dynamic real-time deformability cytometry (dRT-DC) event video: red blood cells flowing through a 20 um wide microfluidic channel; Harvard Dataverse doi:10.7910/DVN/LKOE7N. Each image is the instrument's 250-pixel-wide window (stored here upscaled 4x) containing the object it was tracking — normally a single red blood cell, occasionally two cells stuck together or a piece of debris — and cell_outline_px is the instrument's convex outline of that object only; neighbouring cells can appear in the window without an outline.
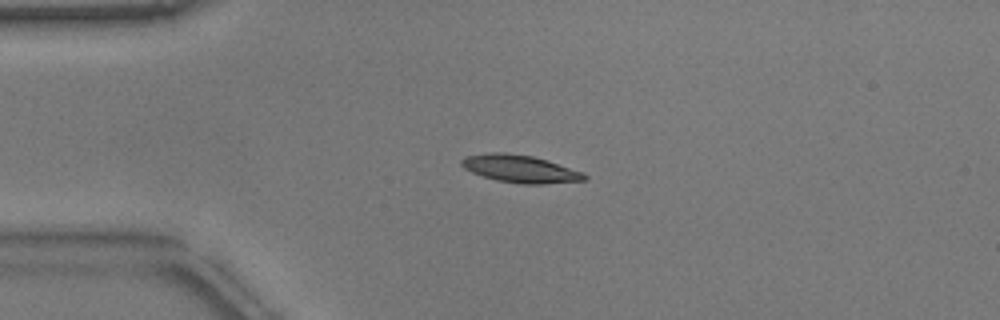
{"species": "common noctule bat (a hibernating species)", "species_latin": "Nyctalus noctula", "temperature_condition": "warm", "stored_images_in_passage": 53, "camera_frame_rate_fps": 3000, "um_per_image_px": 0.085, "animal": {"sex": "male", "body_mass_g": 17.9}, "frame": {"image": 1, "passage_image": 13, "time_ms": 4.0, "image_size_px": [1000, 320], "cell_outline_px": [[588, 176], [584, 180], [540, 184], [524, 184], [496, 180], [472, 172], [464, 168], [460, 164], [460, 160], [464, 156], [492, 152], [504, 152], [532, 156], [548, 160], [584, 172]], "centroid_in_image_um": [44.2, 14.34], "position_along_channel_um": 40.8, "area_um2": 19.71}}
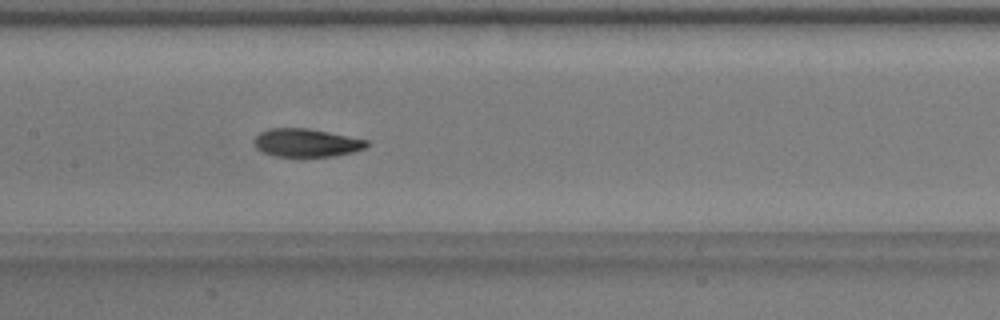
{"frame": {"image": 2, "passage_image": 26, "time_ms": 8.333, "image_size_px": [1000, 320], "cell_outline_px": [[368, 144], [364, 148], [352, 152], [332, 156], [304, 160], [272, 156], [256, 148], [252, 140], [260, 132], [268, 128], [308, 128], [368, 140]], "centroid_in_image_um": [25.98, 12.18], "position_along_channel_um": 181.4, "area_um2": 19.25}}
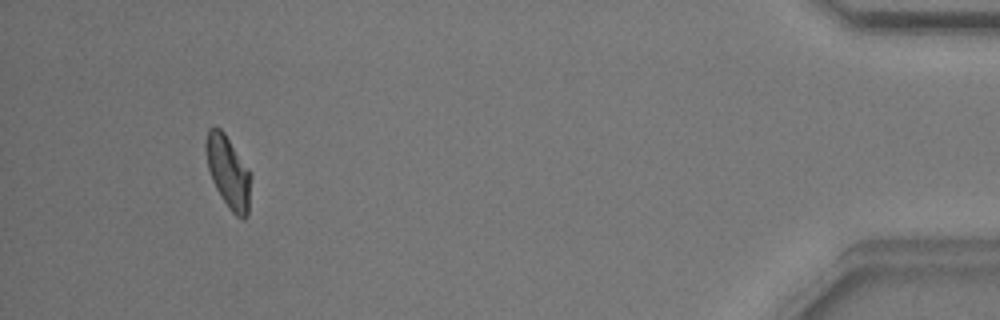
{"frame": {"image": 3, "passage_image": 50, "time_ms": 16.333, "image_size_px": [1000, 320], "cell_outline_px": [[252, 176], [248, 216], [244, 220], [236, 216], [228, 208], [220, 196], [212, 180], [208, 168], [204, 148], [204, 144], [208, 128], [220, 128], [224, 132], [248, 168]], "centroid_in_image_um": [19.41, 14.65], "position_along_channel_um": 415.8, "area_um2": 19.19}, "authors_computed_cell_mechanics": {"area_um2": 18.8428, "velocity_mm_per_s": 3.7937, "shape_relaxation_time_tau1_ms": 3.8657, "shape_relaxation_time_tau2_ms": 1.713, "deformation_change_tau1": 0.1384, "deformation_change_tau2": 0.0684}}